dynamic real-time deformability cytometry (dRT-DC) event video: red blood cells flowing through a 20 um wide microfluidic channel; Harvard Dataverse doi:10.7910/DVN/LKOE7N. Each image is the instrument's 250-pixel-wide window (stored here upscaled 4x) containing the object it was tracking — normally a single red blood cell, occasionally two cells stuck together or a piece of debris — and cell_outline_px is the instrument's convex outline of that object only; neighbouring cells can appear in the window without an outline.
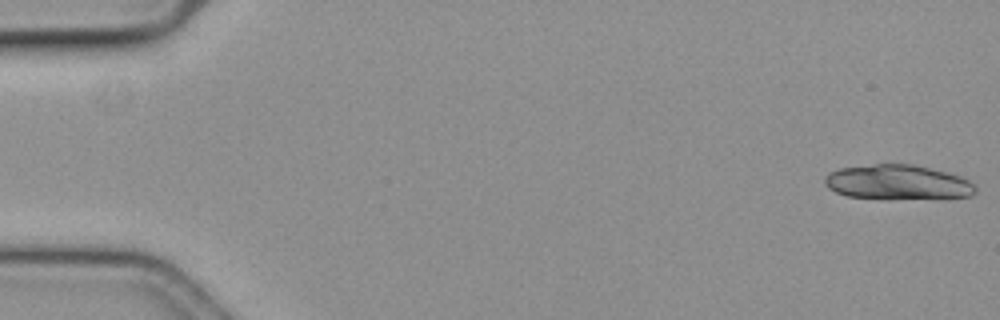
{"species": "common noctule bat (a hibernating species)", "species_latin": "Nyctalus noctula", "temperature_condition": "cold", "stored_images_in_passage": 19, "camera_frame_rate_fps": 3000, "um_per_image_px": 0.085, "animal": {"sex": "female", "body_mass_g": 19.3, "forearm_length_mm": 54.1}, "frame": {"image": 1, "passage_image": 1, "time_ms": 0.0, "image_size_px": [1000, 320], "cell_outline_px": [[976, 192], [972, 196], [940, 200], [848, 196], [836, 192], [828, 188], [824, 184], [824, 176], [828, 172], [840, 168], [872, 164], [912, 164], [948, 172], [960, 176], [976, 184]], "centroid_in_image_um": [76.38, 15.5], "position_along_channel_um": 8.6, "area_um2": 31.04}}